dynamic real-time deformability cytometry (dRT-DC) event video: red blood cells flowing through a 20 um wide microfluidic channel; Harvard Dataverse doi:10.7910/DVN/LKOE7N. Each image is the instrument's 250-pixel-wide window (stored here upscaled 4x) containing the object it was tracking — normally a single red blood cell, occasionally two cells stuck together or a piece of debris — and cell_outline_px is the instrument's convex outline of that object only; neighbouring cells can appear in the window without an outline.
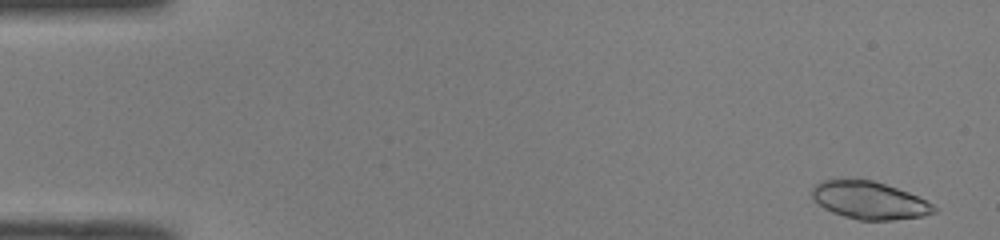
{"species": "common noctule bat (a hibernating species)", "species_latin": "Nyctalus noctula", "temperature_condition": "room temperature", "stored_images_in_passage": 49, "camera_frame_rate_fps": 3000, "um_per_image_px": 0.085, "animal": {"sex": "male", "body_mass_g": 19.0, "forearm_length_mm": 50.8}, "frame": {"image": 1, "passage_image": 2, "time_ms": 0.333, "image_size_px": [1000, 240], "cell_outline_px": [[936, 212], [920, 216], [892, 220], [860, 220], [844, 216], [832, 212], [824, 208], [812, 196], [812, 188], [820, 180], [872, 180], [908, 192], [932, 204], [936, 208]], "centroid_in_image_um": [73.88, 17.03], "position_along_channel_um": 11.1, "area_um2": 26.18}}
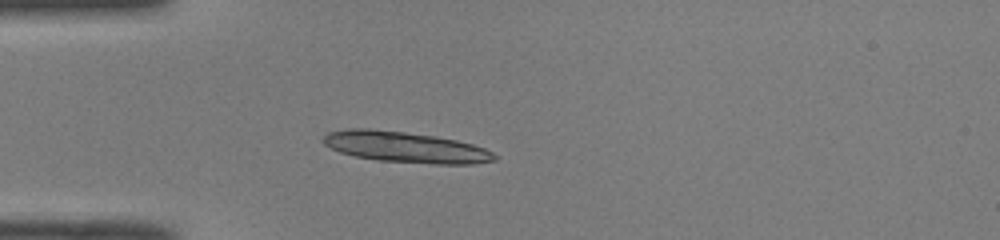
{"frame": {"image": 2, "passage_image": 14, "time_ms": 4.333, "image_size_px": [1000, 240], "cell_outline_px": [[500, 156], [496, 160], [472, 164], [436, 164], [380, 160], [356, 156], [340, 152], [324, 144], [320, 140], [328, 132], [348, 128], [368, 128], [404, 132], [436, 136], [456, 140], [472, 144], [484, 148]], "centroid_in_image_um": [34.48, 12.5], "position_along_channel_um": 50.5, "area_um2": 30.75}}